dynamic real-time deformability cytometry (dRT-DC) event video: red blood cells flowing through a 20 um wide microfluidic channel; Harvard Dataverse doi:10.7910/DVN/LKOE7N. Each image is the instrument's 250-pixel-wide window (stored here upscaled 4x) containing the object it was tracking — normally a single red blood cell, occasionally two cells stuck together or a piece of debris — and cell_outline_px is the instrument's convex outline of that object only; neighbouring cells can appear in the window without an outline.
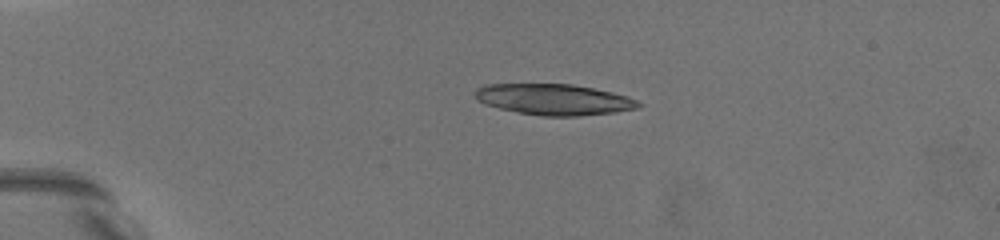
{"species": "common noctule bat (a hibernating species)", "species_latin": "Nyctalus noctula", "temperature_condition": "warm", "stored_images_in_passage": 17, "camera_frame_rate_fps": 3000, "um_per_image_px": 0.085, "animal": {"sex": "female", "body_mass_g": 19.5, "forearm_length_mm": 54.1}, "frame": {"image": 1, "passage_image": 4, "time_ms": 3.333, "image_size_px": [1000, 240], "cell_outline_px": [[644, 104], [640, 108], [616, 112], [576, 116], [544, 116], [516, 112], [484, 104], [476, 100], [472, 92], [476, 88], [484, 84], [572, 84], [612, 92], [628, 96]], "centroid_in_image_um": [47.06, 8.45], "position_along_channel_um": 37.9, "area_um2": 29.77}}